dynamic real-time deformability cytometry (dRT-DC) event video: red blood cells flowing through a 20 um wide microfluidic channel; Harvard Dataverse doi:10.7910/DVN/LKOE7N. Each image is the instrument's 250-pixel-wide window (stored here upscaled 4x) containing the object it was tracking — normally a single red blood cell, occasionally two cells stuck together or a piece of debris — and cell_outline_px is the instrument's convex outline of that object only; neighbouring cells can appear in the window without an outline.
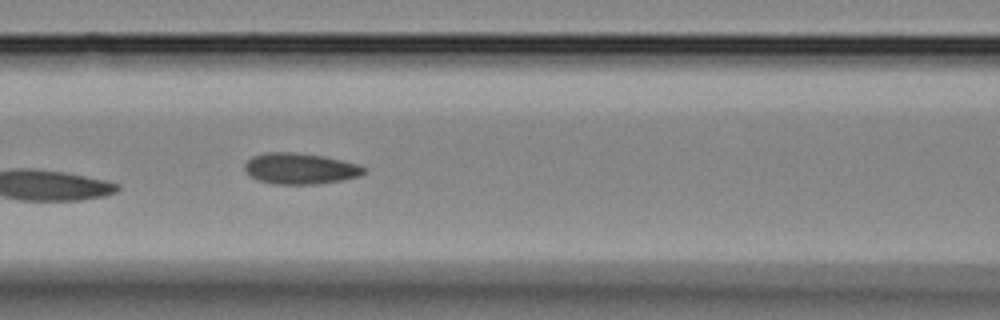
{"species": "Egyptian fruit bat (a non-hibernating species)", "species_latin": "Rousettus aegyptiacus", "temperature_condition": "room temperature", "stored_images_in_passage": 3, "camera_frame_rate_fps": 3000, "um_per_image_px": 0.085, "animal": {"sex": "female"}, "frame": {"image": 1, "passage_image": 3, "time_ms": 0.667, "image_size_px": [1000, 320], "cell_outline_px": [[368, 172], [360, 176], [344, 180], [316, 184], [272, 184], [256, 180], [244, 168], [244, 164], [252, 156], [264, 152], [296, 152], [324, 156], [356, 164], [364, 168]], "centroid_in_image_um": [25.51, 14.33], "position_along_channel_um": 141.1, "area_um2": 21.68}}